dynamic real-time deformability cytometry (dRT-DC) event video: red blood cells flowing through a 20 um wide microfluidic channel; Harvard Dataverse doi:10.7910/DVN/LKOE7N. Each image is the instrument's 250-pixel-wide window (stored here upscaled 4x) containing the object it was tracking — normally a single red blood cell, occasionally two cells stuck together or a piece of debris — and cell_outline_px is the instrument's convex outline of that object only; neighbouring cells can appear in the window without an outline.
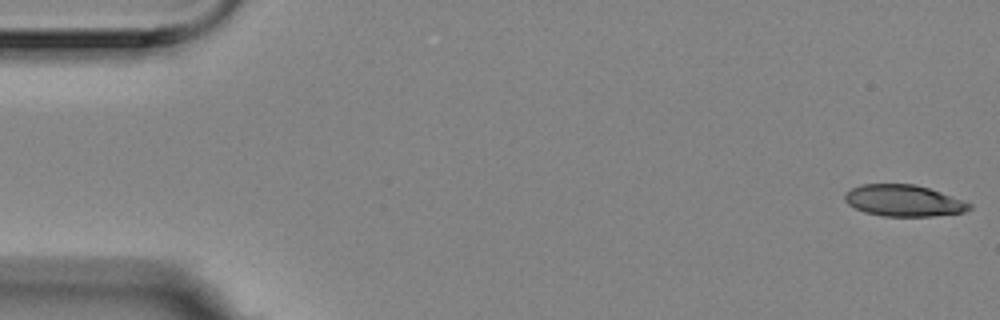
{"species": "Egyptian fruit bat (a non-hibernating species)", "species_latin": "Rousettus aegyptiacus", "temperature_condition": "room temperature", "stored_images_in_passage": 56, "camera_frame_rate_fps": 3000, "um_per_image_px": 0.085, "animal": {"sex": "female"}, "frame": {"image": 1, "passage_image": 1, "time_ms": 0.0, "image_size_px": [1000, 320], "cell_outline_px": [[972, 208], [964, 212], [932, 216], [884, 216], [864, 212], [848, 204], [844, 200], [844, 192], [860, 184], [916, 184], [940, 192], [972, 204]], "centroid_in_image_um": [76.77, 17.05], "position_along_channel_um": 8.2, "area_um2": 22.77}}
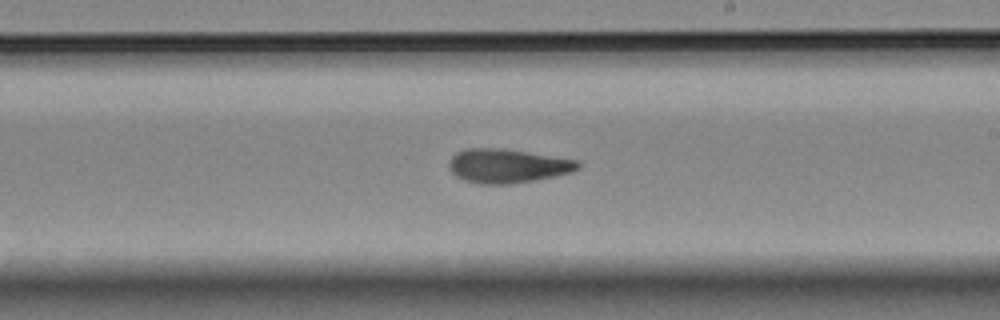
{"frame": {"image": 2, "passage_image": 32, "time_ms": 10.333, "image_size_px": [1000, 320], "cell_outline_px": [[580, 168], [572, 172], [536, 180], [508, 184], [480, 184], [464, 180], [456, 176], [448, 168], [448, 164], [452, 156], [456, 152], [464, 148], [504, 148], [580, 160]], "centroid_in_image_um": [43.14, 14.09], "position_along_channel_um": 245.9, "area_um2": 25.84}}
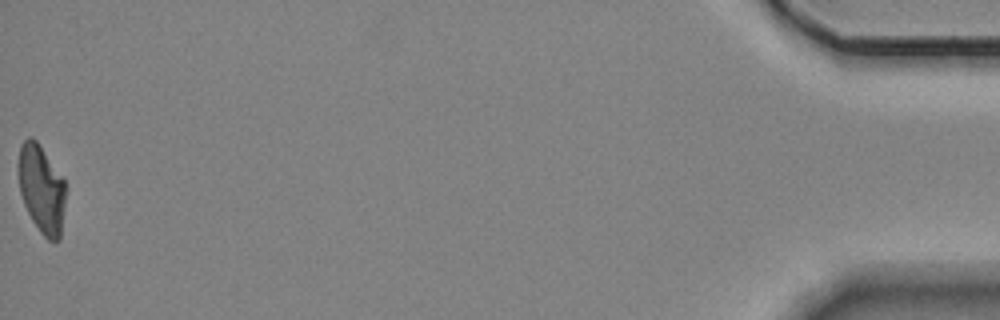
{"frame": {"image": 3, "passage_image": 56, "time_ms": 18.333, "image_size_px": [1000, 320], "cell_outline_px": [[68, 188], [60, 240], [48, 240], [40, 232], [32, 220], [24, 204], [20, 192], [20, 144], [28, 136], [32, 136], [36, 140], [64, 180]], "centroid_in_image_um": [3.58, 16.11], "position_along_channel_um": 431.6, "area_um2": 24.16}, "authors_computed_cell_mechanics": {"area_um2": 24.9985, "velocity_mm_per_s": 3.5447, "shape_relaxation_time_tau1_ms": null, "shape_relaxation_time_tau2_ms": 3.8596, "deformation_change_tau1": null, "deformation_change_tau2": 0.1239}}